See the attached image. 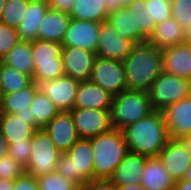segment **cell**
<instances>
[{
    "mask_svg": "<svg viewBox=\"0 0 191 190\" xmlns=\"http://www.w3.org/2000/svg\"><path fill=\"white\" fill-rule=\"evenodd\" d=\"M123 65L127 90L149 92L153 82L163 72L162 49L148 41L136 43Z\"/></svg>",
    "mask_w": 191,
    "mask_h": 190,
    "instance_id": "1",
    "label": "cell"
},
{
    "mask_svg": "<svg viewBox=\"0 0 191 190\" xmlns=\"http://www.w3.org/2000/svg\"><path fill=\"white\" fill-rule=\"evenodd\" d=\"M121 131L129 151L149 158L158 157L170 139L162 112L156 110Z\"/></svg>",
    "mask_w": 191,
    "mask_h": 190,
    "instance_id": "2",
    "label": "cell"
},
{
    "mask_svg": "<svg viewBox=\"0 0 191 190\" xmlns=\"http://www.w3.org/2000/svg\"><path fill=\"white\" fill-rule=\"evenodd\" d=\"M90 140L93 148L94 179H109L129 152L122 131L112 129Z\"/></svg>",
    "mask_w": 191,
    "mask_h": 190,
    "instance_id": "3",
    "label": "cell"
},
{
    "mask_svg": "<svg viewBox=\"0 0 191 190\" xmlns=\"http://www.w3.org/2000/svg\"><path fill=\"white\" fill-rule=\"evenodd\" d=\"M56 171L81 188L94 179L93 148L90 139H79L57 163Z\"/></svg>",
    "mask_w": 191,
    "mask_h": 190,
    "instance_id": "4",
    "label": "cell"
},
{
    "mask_svg": "<svg viewBox=\"0 0 191 190\" xmlns=\"http://www.w3.org/2000/svg\"><path fill=\"white\" fill-rule=\"evenodd\" d=\"M153 111L149 92L122 91L120 94L113 96L110 109L113 129L122 130L148 116Z\"/></svg>",
    "mask_w": 191,
    "mask_h": 190,
    "instance_id": "5",
    "label": "cell"
},
{
    "mask_svg": "<svg viewBox=\"0 0 191 190\" xmlns=\"http://www.w3.org/2000/svg\"><path fill=\"white\" fill-rule=\"evenodd\" d=\"M61 50L62 44L57 42L41 40L32 42V58L35 66L33 82L40 85L65 75Z\"/></svg>",
    "mask_w": 191,
    "mask_h": 190,
    "instance_id": "6",
    "label": "cell"
},
{
    "mask_svg": "<svg viewBox=\"0 0 191 190\" xmlns=\"http://www.w3.org/2000/svg\"><path fill=\"white\" fill-rule=\"evenodd\" d=\"M31 147V156L28 166L25 168L28 175L37 178L56 171L62 154L43 128L33 133Z\"/></svg>",
    "mask_w": 191,
    "mask_h": 190,
    "instance_id": "7",
    "label": "cell"
},
{
    "mask_svg": "<svg viewBox=\"0 0 191 190\" xmlns=\"http://www.w3.org/2000/svg\"><path fill=\"white\" fill-rule=\"evenodd\" d=\"M149 95L153 110L162 111L191 96V81L163 71L153 82Z\"/></svg>",
    "mask_w": 191,
    "mask_h": 190,
    "instance_id": "8",
    "label": "cell"
},
{
    "mask_svg": "<svg viewBox=\"0 0 191 190\" xmlns=\"http://www.w3.org/2000/svg\"><path fill=\"white\" fill-rule=\"evenodd\" d=\"M125 75L122 61L96 56L89 80L111 95L116 96L127 90Z\"/></svg>",
    "mask_w": 191,
    "mask_h": 190,
    "instance_id": "9",
    "label": "cell"
},
{
    "mask_svg": "<svg viewBox=\"0 0 191 190\" xmlns=\"http://www.w3.org/2000/svg\"><path fill=\"white\" fill-rule=\"evenodd\" d=\"M75 129L80 139H91L113 129L110 109H71Z\"/></svg>",
    "mask_w": 191,
    "mask_h": 190,
    "instance_id": "10",
    "label": "cell"
},
{
    "mask_svg": "<svg viewBox=\"0 0 191 190\" xmlns=\"http://www.w3.org/2000/svg\"><path fill=\"white\" fill-rule=\"evenodd\" d=\"M135 43L121 37L108 21L101 22L96 56L124 61Z\"/></svg>",
    "mask_w": 191,
    "mask_h": 190,
    "instance_id": "11",
    "label": "cell"
},
{
    "mask_svg": "<svg viewBox=\"0 0 191 190\" xmlns=\"http://www.w3.org/2000/svg\"><path fill=\"white\" fill-rule=\"evenodd\" d=\"M100 22L71 18L62 46L97 51Z\"/></svg>",
    "mask_w": 191,
    "mask_h": 190,
    "instance_id": "12",
    "label": "cell"
},
{
    "mask_svg": "<svg viewBox=\"0 0 191 190\" xmlns=\"http://www.w3.org/2000/svg\"><path fill=\"white\" fill-rule=\"evenodd\" d=\"M43 129L61 154H65L80 139L68 111H60Z\"/></svg>",
    "mask_w": 191,
    "mask_h": 190,
    "instance_id": "13",
    "label": "cell"
},
{
    "mask_svg": "<svg viewBox=\"0 0 191 190\" xmlns=\"http://www.w3.org/2000/svg\"><path fill=\"white\" fill-rule=\"evenodd\" d=\"M96 53L77 47L62 46L61 59L64 73L78 81L90 79Z\"/></svg>",
    "mask_w": 191,
    "mask_h": 190,
    "instance_id": "14",
    "label": "cell"
},
{
    "mask_svg": "<svg viewBox=\"0 0 191 190\" xmlns=\"http://www.w3.org/2000/svg\"><path fill=\"white\" fill-rule=\"evenodd\" d=\"M79 83L80 81L63 75L55 80L45 81L39 87L60 111L69 112L74 108Z\"/></svg>",
    "mask_w": 191,
    "mask_h": 190,
    "instance_id": "15",
    "label": "cell"
},
{
    "mask_svg": "<svg viewBox=\"0 0 191 190\" xmlns=\"http://www.w3.org/2000/svg\"><path fill=\"white\" fill-rule=\"evenodd\" d=\"M158 158L174 181L184 178L191 164V155L179 139L170 138Z\"/></svg>",
    "mask_w": 191,
    "mask_h": 190,
    "instance_id": "16",
    "label": "cell"
},
{
    "mask_svg": "<svg viewBox=\"0 0 191 190\" xmlns=\"http://www.w3.org/2000/svg\"><path fill=\"white\" fill-rule=\"evenodd\" d=\"M161 112L170 138L191 134V96L165 107Z\"/></svg>",
    "mask_w": 191,
    "mask_h": 190,
    "instance_id": "17",
    "label": "cell"
},
{
    "mask_svg": "<svg viewBox=\"0 0 191 190\" xmlns=\"http://www.w3.org/2000/svg\"><path fill=\"white\" fill-rule=\"evenodd\" d=\"M0 128L9 144L31 140L33 133L42 129L31 116L3 113H0Z\"/></svg>",
    "mask_w": 191,
    "mask_h": 190,
    "instance_id": "18",
    "label": "cell"
},
{
    "mask_svg": "<svg viewBox=\"0 0 191 190\" xmlns=\"http://www.w3.org/2000/svg\"><path fill=\"white\" fill-rule=\"evenodd\" d=\"M165 73L191 81V44H179L162 49Z\"/></svg>",
    "mask_w": 191,
    "mask_h": 190,
    "instance_id": "19",
    "label": "cell"
},
{
    "mask_svg": "<svg viewBox=\"0 0 191 190\" xmlns=\"http://www.w3.org/2000/svg\"><path fill=\"white\" fill-rule=\"evenodd\" d=\"M113 95L91 80L80 81L74 107L81 109H111Z\"/></svg>",
    "mask_w": 191,
    "mask_h": 190,
    "instance_id": "20",
    "label": "cell"
},
{
    "mask_svg": "<svg viewBox=\"0 0 191 190\" xmlns=\"http://www.w3.org/2000/svg\"><path fill=\"white\" fill-rule=\"evenodd\" d=\"M148 158L145 155L129 151L109 179L116 185L139 184Z\"/></svg>",
    "mask_w": 191,
    "mask_h": 190,
    "instance_id": "21",
    "label": "cell"
},
{
    "mask_svg": "<svg viewBox=\"0 0 191 190\" xmlns=\"http://www.w3.org/2000/svg\"><path fill=\"white\" fill-rule=\"evenodd\" d=\"M71 17L68 13L48 8L39 24L38 40L62 44Z\"/></svg>",
    "mask_w": 191,
    "mask_h": 190,
    "instance_id": "22",
    "label": "cell"
},
{
    "mask_svg": "<svg viewBox=\"0 0 191 190\" xmlns=\"http://www.w3.org/2000/svg\"><path fill=\"white\" fill-rule=\"evenodd\" d=\"M49 5L47 0H30L22 22L16 28L20 41L33 42L38 40L39 24L44 18Z\"/></svg>",
    "mask_w": 191,
    "mask_h": 190,
    "instance_id": "23",
    "label": "cell"
},
{
    "mask_svg": "<svg viewBox=\"0 0 191 190\" xmlns=\"http://www.w3.org/2000/svg\"><path fill=\"white\" fill-rule=\"evenodd\" d=\"M139 184L145 190H173L174 180L158 157H150L146 161Z\"/></svg>",
    "mask_w": 191,
    "mask_h": 190,
    "instance_id": "24",
    "label": "cell"
},
{
    "mask_svg": "<svg viewBox=\"0 0 191 190\" xmlns=\"http://www.w3.org/2000/svg\"><path fill=\"white\" fill-rule=\"evenodd\" d=\"M107 21L118 31L119 35L132 42L143 43L148 40L141 34L137 25L136 15L128 6H124L108 14Z\"/></svg>",
    "mask_w": 191,
    "mask_h": 190,
    "instance_id": "25",
    "label": "cell"
},
{
    "mask_svg": "<svg viewBox=\"0 0 191 190\" xmlns=\"http://www.w3.org/2000/svg\"><path fill=\"white\" fill-rule=\"evenodd\" d=\"M40 89L39 85L33 82L29 87L23 88L9 94L0 96V113L28 115L30 105L35 93Z\"/></svg>",
    "mask_w": 191,
    "mask_h": 190,
    "instance_id": "26",
    "label": "cell"
},
{
    "mask_svg": "<svg viewBox=\"0 0 191 190\" xmlns=\"http://www.w3.org/2000/svg\"><path fill=\"white\" fill-rule=\"evenodd\" d=\"M148 42L159 49L184 44L183 27L170 17L155 25L154 33Z\"/></svg>",
    "mask_w": 191,
    "mask_h": 190,
    "instance_id": "27",
    "label": "cell"
},
{
    "mask_svg": "<svg viewBox=\"0 0 191 190\" xmlns=\"http://www.w3.org/2000/svg\"><path fill=\"white\" fill-rule=\"evenodd\" d=\"M1 61L33 79L35 66L32 58V42L19 40Z\"/></svg>",
    "mask_w": 191,
    "mask_h": 190,
    "instance_id": "28",
    "label": "cell"
},
{
    "mask_svg": "<svg viewBox=\"0 0 191 190\" xmlns=\"http://www.w3.org/2000/svg\"><path fill=\"white\" fill-rule=\"evenodd\" d=\"M108 12L102 0H76L70 10V17L94 22L107 21Z\"/></svg>",
    "mask_w": 191,
    "mask_h": 190,
    "instance_id": "29",
    "label": "cell"
},
{
    "mask_svg": "<svg viewBox=\"0 0 191 190\" xmlns=\"http://www.w3.org/2000/svg\"><path fill=\"white\" fill-rule=\"evenodd\" d=\"M59 112L60 110L41 89L35 93L30 105L29 116L33 117L41 128L47 125Z\"/></svg>",
    "mask_w": 191,
    "mask_h": 190,
    "instance_id": "30",
    "label": "cell"
},
{
    "mask_svg": "<svg viewBox=\"0 0 191 190\" xmlns=\"http://www.w3.org/2000/svg\"><path fill=\"white\" fill-rule=\"evenodd\" d=\"M33 79L20 71L1 63L0 67V86L1 95L20 91L29 87Z\"/></svg>",
    "mask_w": 191,
    "mask_h": 190,
    "instance_id": "31",
    "label": "cell"
},
{
    "mask_svg": "<svg viewBox=\"0 0 191 190\" xmlns=\"http://www.w3.org/2000/svg\"><path fill=\"white\" fill-rule=\"evenodd\" d=\"M128 8L132 14L136 15L141 34L149 40L154 33L155 23L148 14V0H134Z\"/></svg>",
    "mask_w": 191,
    "mask_h": 190,
    "instance_id": "32",
    "label": "cell"
},
{
    "mask_svg": "<svg viewBox=\"0 0 191 190\" xmlns=\"http://www.w3.org/2000/svg\"><path fill=\"white\" fill-rule=\"evenodd\" d=\"M30 0H7L0 23L16 29L22 22Z\"/></svg>",
    "mask_w": 191,
    "mask_h": 190,
    "instance_id": "33",
    "label": "cell"
},
{
    "mask_svg": "<svg viewBox=\"0 0 191 190\" xmlns=\"http://www.w3.org/2000/svg\"><path fill=\"white\" fill-rule=\"evenodd\" d=\"M36 179L39 190H81L78 184L65 178L57 171L39 176Z\"/></svg>",
    "mask_w": 191,
    "mask_h": 190,
    "instance_id": "34",
    "label": "cell"
},
{
    "mask_svg": "<svg viewBox=\"0 0 191 190\" xmlns=\"http://www.w3.org/2000/svg\"><path fill=\"white\" fill-rule=\"evenodd\" d=\"M148 14L155 25L171 17V2L166 0H148Z\"/></svg>",
    "mask_w": 191,
    "mask_h": 190,
    "instance_id": "35",
    "label": "cell"
},
{
    "mask_svg": "<svg viewBox=\"0 0 191 190\" xmlns=\"http://www.w3.org/2000/svg\"><path fill=\"white\" fill-rule=\"evenodd\" d=\"M171 17L183 28L191 24V0H172Z\"/></svg>",
    "mask_w": 191,
    "mask_h": 190,
    "instance_id": "36",
    "label": "cell"
},
{
    "mask_svg": "<svg viewBox=\"0 0 191 190\" xmlns=\"http://www.w3.org/2000/svg\"><path fill=\"white\" fill-rule=\"evenodd\" d=\"M25 173V167L9 155L0 160V179L16 180Z\"/></svg>",
    "mask_w": 191,
    "mask_h": 190,
    "instance_id": "37",
    "label": "cell"
},
{
    "mask_svg": "<svg viewBox=\"0 0 191 190\" xmlns=\"http://www.w3.org/2000/svg\"><path fill=\"white\" fill-rule=\"evenodd\" d=\"M19 42L16 29L0 23V59L2 60L8 52Z\"/></svg>",
    "mask_w": 191,
    "mask_h": 190,
    "instance_id": "38",
    "label": "cell"
},
{
    "mask_svg": "<svg viewBox=\"0 0 191 190\" xmlns=\"http://www.w3.org/2000/svg\"><path fill=\"white\" fill-rule=\"evenodd\" d=\"M31 148V140L9 144L8 155L26 168L31 156Z\"/></svg>",
    "mask_w": 191,
    "mask_h": 190,
    "instance_id": "39",
    "label": "cell"
},
{
    "mask_svg": "<svg viewBox=\"0 0 191 190\" xmlns=\"http://www.w3.org/2000/svg\"><path fill=\"white\" fill-rule=\"evenodd\" d=\"M81 190H117V186L110 179L95 178L87 182Z\"/></svg>",
    "mask_w": 191,
    "mask_h": 190,
    "instance_id": "40",
    "label": "cell"
},
{
    "mask_svg": "<svg viewBox=\"0 0 191 190\" xmlns=\"http://www.w3.org/2000/svg\"><path fill=\"white\" fill-rule=\"evenodd\" d=\"M13 190H39L37 179L25 173L15 180Z\"/></svg>",
    "mask_w": 191,
    "mask_h": 190,
    "instance_id": "41",
    "label": "cell"
},
{
    "mask_svg": "<svg viewBox=\"0 0 191 190\" xmlns=\"http://www.w3.org/2000/svg\"><path fill=\"white\" fill-rule=\"evenodd\" d=\"M76 0H47L49 8L60 12L70 13Z\"/></svg>",
    "mask_w": 191,
    "mask_h": 190,
    "instance_id": "42",
    "label": "cell"
},
{
    "mask_svg": "<svg viewBox=\"0 0 191 190\" xmlns=\"http://www.w3.org/2000/svg\"><path fill=\"white\" fill-rule=\"evenodd\" d=\"M9 143L6 141L0 128V160L8 156Z\"/></svg>",
    "mask_w": 191,
    "mask_h": 190,
    "instance_id": "43",
    "label": "cell"
},
{
    "mask_svg": "<svg viewBox=\"0 0 191 190\" xmlns=\"http://www.w3.org/2000/svg\"><path fill=\"white\" fill-rule=\"evenodd\" d=\"M173 190H191V181L186 179L174 181Z\"/></svg>",
    "mask_w": 191,
    "mask_h": 190,
    "instance_id": "44",
    "label": "cell"
},
{
    "mask_svg": "<svg viewBox=\"0 0 191 190\" xmlns=\"http://www.w3.org/2000/svg\"><path fill=\"white\" fill-rule=\"evenodd\" d=\"M15 180L0 179V190H13Z\"/></svg>",
    "mask_w": 191,
    "mask_h": 190,
    "instance_id": "45",
    "label": "cell"
},
{
    "mask_svg": "<svg viewBox=\"0 0 191 190\" xmlns=\"http://www.w3.org/2000/svg\"><path fill=\"white\" fill-rule=\"evenodd\" d=\"M178 139L182 142L184 147L189 151L191 155V134H186Z\"/></svg>",
    "mask_w": 191,
    "mask_h": 190,
    "instance_id": "46",
    "label": "cell"
},
{
    "mask_svg": "<svg viewBox=\"0 0 191 190\" xmlns=\"http://www.w3.org/2000/svg\"><path fill=\"white\" fill-rule=\"evenodd\" d=\"M117 190H145L140 184L135 185H116Z\"/></svg>",
    "mask_w": 191,
    "mask_h": 190,
    "instance_id": "47",
    "label": "cell"
},
{
    "mask_svg": "<svg viewBox=\"0 0 191 190\" xmlns=\"http://www.w3.org/2000/svg\"><path fill=\"white\" fill-rule=\"evenodd\" d=\"M184 32V43L191 44V24H188L183 28Z\"/></svg>",
    "mask_w": 191,
    "mask_h": 190,
    "instance_id": "48",
    "label": "cell"
},
{
    "mask_svg": "<svg viewBox=\"0 0 191 190\" xmlns=\"http://www.w3.org/2000/svg\"><path fill=\"white\" fill-rule=\"evenodd\" d=\"M105 3L106 11L111 13L116 10V0H102Z\"/></svg>",
    "mask_w": 191,
    "mask_h": 190,
    "instance_id": "49",
    "label": "cell"
},
{
    "mask_svg": "<svg viewBox=\"0 0 191 190\" xmlns=\"http://www.w3.org/2000/svg\"><path fill=\"white\" fill-rule=\"evenodd\" d=\"M134 0H116V10L121 7L129 6Z\"/></svg>",
    "mask_w": 191,
    "mask_h": 190,
    "instance_id": "50",
    "label": "cell"
},
{
    "mask_svg": "<svg viewBox=\"0 0 191 190\" xmlns=\"http://www.w3.org/2000/svg\"><path fill=\"white\" fill-rule=\"evenodd\" d=\"M183 179H186V180H190L191 181V164L190 166L188 167V169L186 170V173H185V176Z\"/></svg>",
    "mask_w": 191,
    "mask_h": 190,
    "instance_id": "51",
    "label": "cell"
},
{
    "mask_svg": "<svg viewBox=\"0 0 191 190\" xmlns=\"http://www.w3.org/2000/svg\"><path fill=\"white\" fill-rule=\"evenodd\" d=\"M6 2L7 0H0V20L2 17V12H3L4 6L6 5Z\"/></svg>",
    "mask_w": 191,
    "mask_h": 190,
    "instance_id": "52",
    "label": "cell"
},
{
    "mask_svg": "<svg viewBox=\"0 0 191 190\" xmlns=\"http://www.w3.org/2000/svg\"><path fill=\"white\" fill-rule=\"evenodd\" d=\"M1 63H2V61L0 59V67H1ZM0 96H1V86H0Z\"/></svg>",
    "mask_w": 191,
    "mask_h": 190,
    "instance_id": "53",
    "label": "cell"
}]
</instances>
